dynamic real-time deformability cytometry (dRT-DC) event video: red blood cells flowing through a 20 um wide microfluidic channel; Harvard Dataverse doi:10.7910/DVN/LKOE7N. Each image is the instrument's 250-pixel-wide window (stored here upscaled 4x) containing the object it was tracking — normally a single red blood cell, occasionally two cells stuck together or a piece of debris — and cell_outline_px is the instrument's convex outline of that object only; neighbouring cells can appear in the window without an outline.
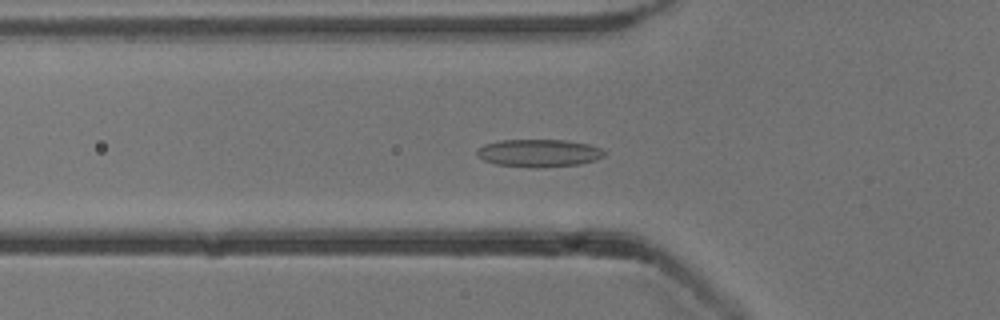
{"species": "common noctule bat (a hibernating species)", "species_latin": "Nyctalus noctula", "temperature_condition": "cold", "stored_images_in_passage": 53, "camera_frame_rate_fps": 3000, "um_per_image_px": 0.085, "animal": {"sex": "male", "body_mass_g": 13.3}, "frame": {"image": 1, "passage_image": 18, "time_ms": 5.667, "image_size_px": [1000, 320], "cell_outline_px": [[604, 156], [596, 160], [580, 164], [536, 168], [496, 164], [484, 160], [476, 156], [476, 152], [484, 144], [500, 140], [564, 140], [588, 144], [600, 148], [604, 152]], "centroid_in_image_um": [45.79, 13.01], "position_along_channel_um": 80.0, "area_um2": 20.46}}
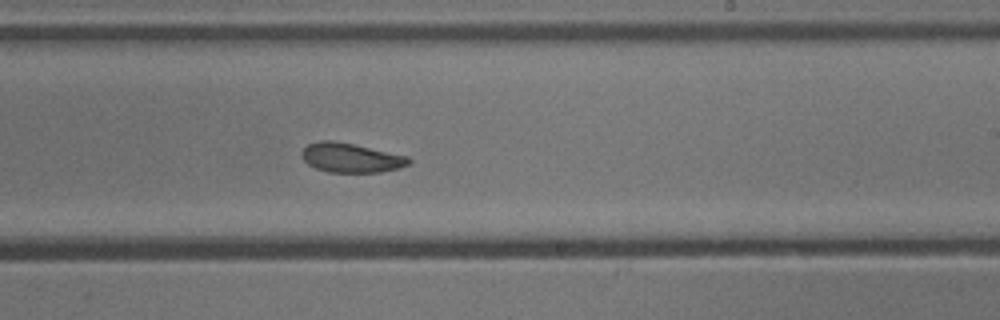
{"frame": {"image": 2, "passage_image": 32, "time_ms": 10.333, "image_size_px": [1000, 320], "cell_outline_px": [[412, 160], [408, 164], [400, 168], [380, 172], [328, 172], [316, 168], [308, 164], [300, 156], [300, 152], [308, 144], [320, 140], [332, 140], [352, 144], [408, 156]], "centroid_in_image_um": [29.8, 13.41], "position_along_channel_um": 259.2, "area_um2": 18.26}}
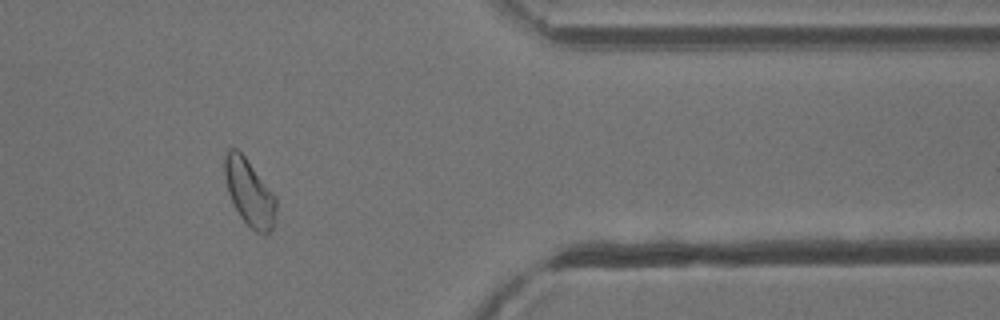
{"frame": {"image": 3, "passage_image": 44, "time_ms": 14.333, "image_size_px": [1000, 320], "cell_outline_px": [[276, 216], [272, 228], [264, 236], [256, 232], [240, 216], [228, 192], [224, 176], [224, 156], [228, 148], [236, 148], [244, 156], [276, 196]], "centroid_in_image_um": [21.2, 16.36], "position_along_channel_um": 390.2, "area_um2": 19.83}, "authors_computed_cell_mechanics": {"area_um2": 19.8254, "velocity_mm_per_s": 3.8301, "shape_relaxation_time_tau1_ms": 6.3159, "shape_relaxation_time_tau2_ms": 2.8424, "deformation_change_tau1": 0.1225, "deformation_change_tau2": 0.0845}}